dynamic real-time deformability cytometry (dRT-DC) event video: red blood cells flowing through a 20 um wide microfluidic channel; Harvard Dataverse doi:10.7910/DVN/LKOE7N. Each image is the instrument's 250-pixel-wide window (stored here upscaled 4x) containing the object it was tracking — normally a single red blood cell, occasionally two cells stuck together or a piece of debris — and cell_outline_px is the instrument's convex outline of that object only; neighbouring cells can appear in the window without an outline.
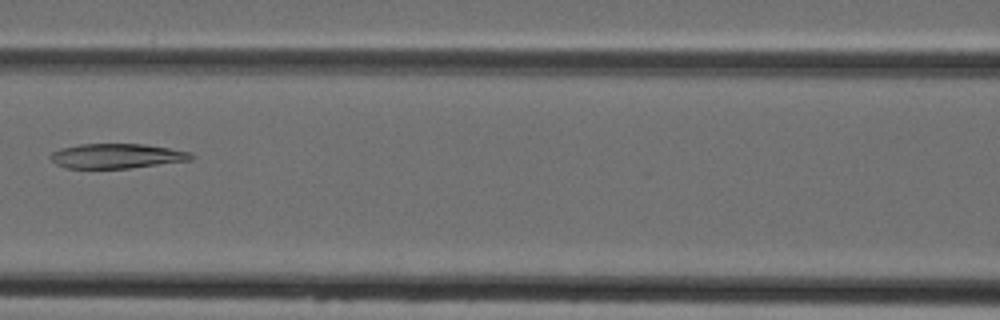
{"species": "Egyptian fruit bat (a non-hibernating species)", "species_latin": "Rousettus aegyptiacus", "temperature_condition": "cold", "stored_images_in_passage": 5, "camera_frame_rate_fps": 3000, "um_per_image_px": 0.085, "animal": {"sex": "female"}, "frame": {"image": 1, "passage_image": 5, "time_ms": 6.333, "image_size_px": [1000, 320], "cell_outline_px": [[196, 156], [192, 160], [128, 168], [68, 168], [56, 164], [48, 156], [52, 152], [60, 148], [80, 144], [144, 144], [192, 152]], "centroid_in_image_um": [9.94, 13.25], "position_along_channel_um": 156.7, "area_um2": 20.29}}